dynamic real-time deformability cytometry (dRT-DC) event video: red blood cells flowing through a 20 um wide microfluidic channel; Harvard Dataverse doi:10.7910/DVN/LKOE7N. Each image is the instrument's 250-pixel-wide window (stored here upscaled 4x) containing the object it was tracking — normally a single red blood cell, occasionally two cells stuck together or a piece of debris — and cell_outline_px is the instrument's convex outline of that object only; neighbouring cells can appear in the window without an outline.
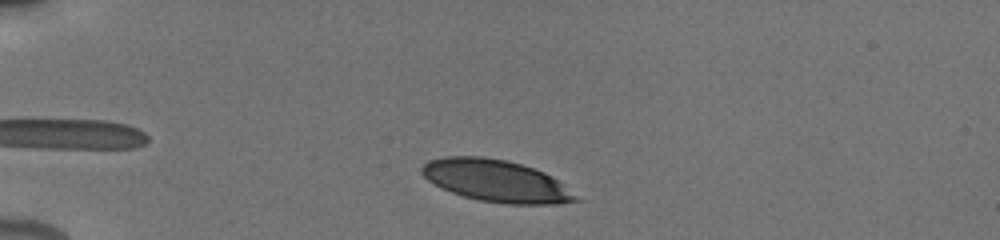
{"species": "human", "species_latin": "Homo sapiens", "temperature_condition": "cold", "stored_images_in_passage": 13, "camera_frame_rate_fps": 3000, "um_per_image_px": 0.085, "donor": {"sex": "male"}, "frame": {"image": 1, "passage_image": 4, "time_ms": 1.0, "image_size_px": [1000, 240], "cell_outline_px": [[584, 200], [556, 204], [504, 204], [480, 200], [464, 196], [452, 192], [428, 180], [420, 172], [420, 168], [428, 160], [444, 156], [480, 156], [504, 160], [520, 164], [544, 172], [552, 176]], "centroid_in_image_um": [42.2, 15.37], "position_along_channel_um": 42.8, "area_um2": 37.57}}